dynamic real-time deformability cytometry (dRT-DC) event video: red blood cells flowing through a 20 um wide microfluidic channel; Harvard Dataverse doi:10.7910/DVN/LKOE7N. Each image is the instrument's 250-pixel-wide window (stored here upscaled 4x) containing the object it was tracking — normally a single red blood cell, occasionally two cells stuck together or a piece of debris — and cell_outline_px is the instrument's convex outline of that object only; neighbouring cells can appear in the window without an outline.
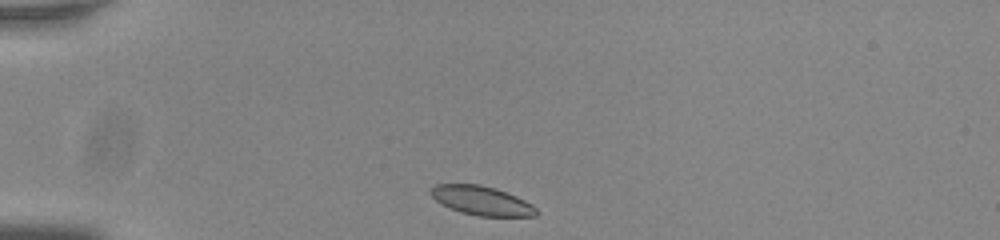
{"species": "common noctule bat (a hibernating species)", "species_latin": "Nyctalus noctula", "temperature_condition": "room temperature", "stored_images_in_passage": 41, "camera_frame_rate_fps": 3000, "um_per_image_px": 0.085, "animal": {"sex": "male", "body_mass_g": 20.0, "forearm_length_mm": 53.3}, "frame": {"image": 1, "passage_image": 1, "time_ms": 0.0, "image_size_px": [1000, 240], "cell_outline_px": [[536, 216], [476, 216], [460, 212], [436, 200], [432, 196], [432, 188], [436, 184], [480, 184], [496, 188], [516, 196], [532, 204], [536, 208]], "centroid_in_image_um": [40.97, 17.05], "position_along_channel_um": 44.0, "area_um2": 17.63}}
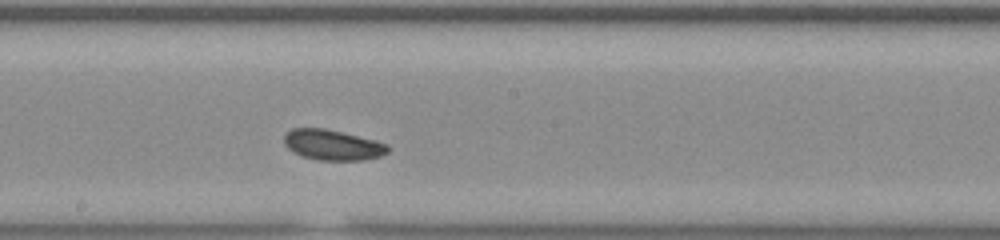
{"frame": {"image": 2, "passage_image": 18, "time_ms": 5.667, "image_size_px": [1000, 240], "cell_outline_px": [[392, 148], [388, 152], [380, 156], [364, 160], [320, 160], [300, 156], [292, 152], [284, 144], [284, 136], [292, 128], [324, 128], [388, 144]], "centroid_in_image_um": [28.26, 12.33], "position_along_channel_um": 219.9, "area_um2": 18.32}}
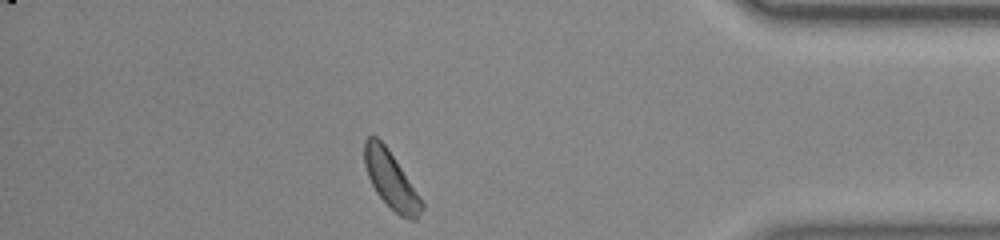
{"frame": {"image": 3, "passage_image": 35, "time_ms": 11.333, "image_size_px": [1000, 240], "cell_outline_px": [[424, 208], [416, 220], [412, 220], [400, 216], [376, 192], [368, 176], [364, 164], [364, 140], [368, 136], [376, 136], [388, 148], [420, 196], [424, 204]], "centroid_in_image_um": [33.23, 15.28], "position_along_channel_um": 402.0, "area_um2": 18.84}, "authors_computed_cell_mechanics": {"area_um2": 18.5538, "velocity_mm_per_s": 3.7576, "shape_relaxation_time_tau1_ms": 3.2392, "shape_relaxation_time_tau2_ms": null, "deformation_change_tau1": 0.0504, "deformation_change_tau2": null}}